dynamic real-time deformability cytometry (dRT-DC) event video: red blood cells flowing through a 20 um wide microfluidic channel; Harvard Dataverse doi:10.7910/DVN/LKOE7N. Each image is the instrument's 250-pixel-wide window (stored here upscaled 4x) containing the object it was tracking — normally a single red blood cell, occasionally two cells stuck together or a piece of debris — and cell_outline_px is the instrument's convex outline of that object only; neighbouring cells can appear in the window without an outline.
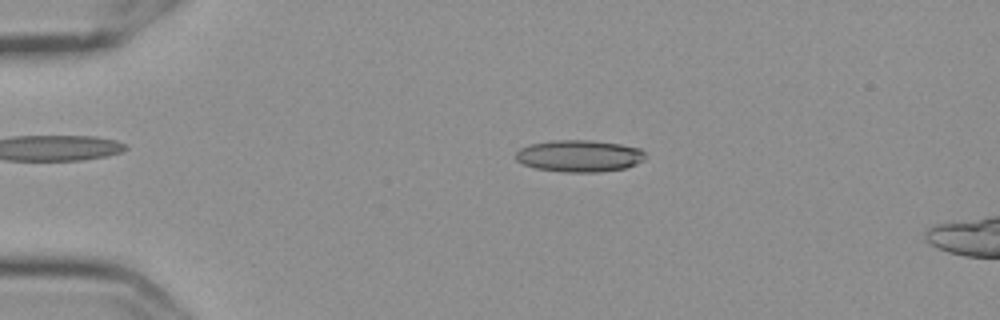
{"species": "Egyptian fruit bat (a non-hibernating species)", "species_latin": "Rousettus aegyptiacus", "temperature_condition": "cold", "stored_images_in_passage": 53, "camera_frame_rate_fps": 3000, "um_per_image_px": 0.085, "frame": {"image": 1, "passage_image": 9, "time_ms": 2.667, "image_size_px": [1000, 320], "cell_outline_px": [[644, 160], [636, 164], [624, 168], [596, 172], [564, 172], [536, 168], [524, 164], [516, 160], [516, 152], [520, 148], [532, 144], [552, 140], [592, 140], [620, 144], [640, 148], [644, 152]], "centroid_in_image_um": [49.24, 13.25], "position_along_channel_um": 35.8, "area_um2": 23.93}}
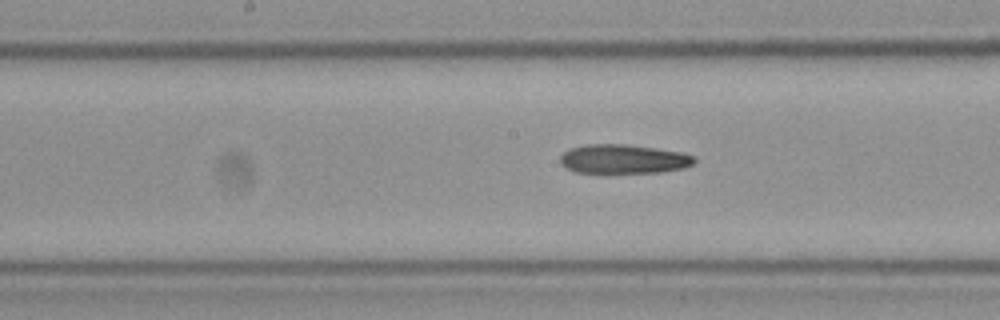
{"frame": {"image": 2, "passage_image": 26, "time_ms": 8.333, "image_size_px": [1000, 320], "cell_outline_px": [[696, 160], [692, 164], [680, 168], [656, 172], [576, 172], [560, 164], [560, 156], [568, 148], [588, 144], [628, 144], [684, 152], [696, 156]], "centroid_in_image_um": [52.99, 13.49], "position_along_channel_um": 195.2, "area_um2": 22.66}}
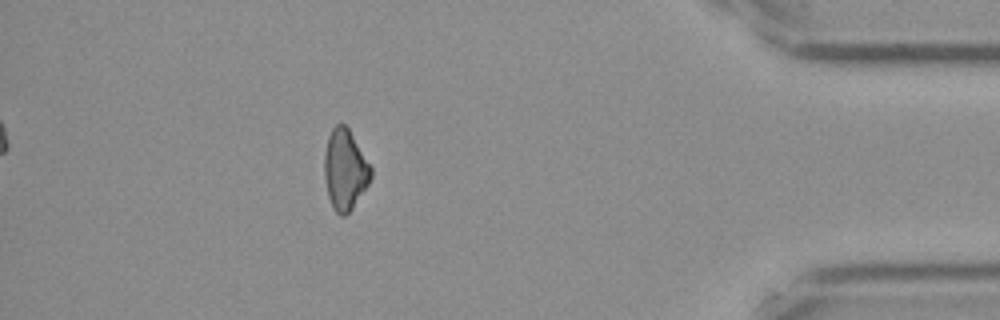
{"frame": {"image": 3, "passage_image": 47, "time_ms": 15.333, "image_size_px": [1000, 320], "cell_outline_px": [[372, 176], [368, 184], [352, 208], [344, 216], [340, 216], [332, 208], [328, 196], [324, 176], [324, 156], [328, 136], [332, 128], [336, 124], [344, 124], [348, 128], [372, 168]], "centroid_in_image_um": [29.31, 14.43], "position_along_channel_um": 405.9, "area_um2": 21.68}, "authors_computed_cell_mechanics": {"area_um2": 23.12, "velocity_mm_per_s": 3.6101, "shape_relaxation_time_tau1_ms": null, "shape_relaxation_time_tau2_ms": 8.1594, "deformation_change_tau1": null, "deformation_change_tau2": 0.2081}}